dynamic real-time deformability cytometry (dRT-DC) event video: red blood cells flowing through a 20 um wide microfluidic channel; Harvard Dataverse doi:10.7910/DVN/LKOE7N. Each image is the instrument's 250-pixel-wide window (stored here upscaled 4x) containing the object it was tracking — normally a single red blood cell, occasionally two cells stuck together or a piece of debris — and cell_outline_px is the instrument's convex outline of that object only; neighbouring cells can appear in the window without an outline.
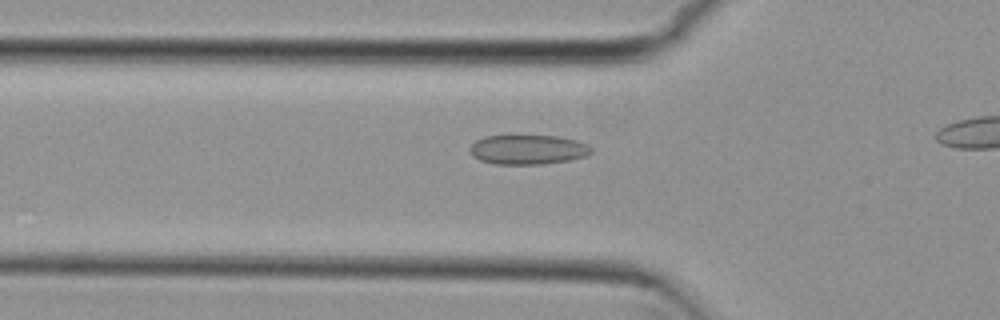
{"species": "common noctule bat (a hibernating species)", "species_latin": "Nyctalus noctula", "temperature_condition": "cold", "stored_images_in_passage": 38, "camera_frame_rate_fps": 3000, "um_per_image_px": 0.085, "animal": {"sex": "female", "body_mass_g": 29.2, "forearm_length_mm": 56.3}, "frame": {"image": 1, "passage_image": 13, "time_ms": 4.0, "image_size_px": [1000, 320], "cell_outline_px": [[592, 152], [588, 156], [568, 160], [540, 164], [496, 164], [480, 160], [472, 156], [468, 152], [468, 148], [476, 140], [484, 136], [556, 136], [576, 140], [588, 144], [592, 148]], "centroid_in_image_um": [44.86, 12.72], "position_along_channel_um": 80.9, "area_um2": 20.98}}
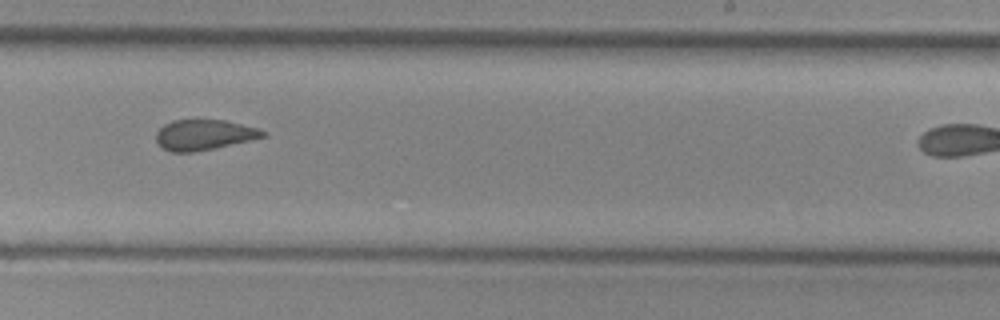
{"frame": {"image": 2, "passage_image": 28, "time_ms": 9.0, "image_size_px": [1000, 320], "cell_outline_px": [[268, 136], [252, 140], [192, 152], [172, 152], [164, 148], [156, 140], [156, 132], [164, 124], [172, 120], [224, 120], [260, 128], [268, 132]], "centroid_in_image_um": [17.4, 11.45], "position_along_channel_um": 271.6, "area_um2": 18.9}}
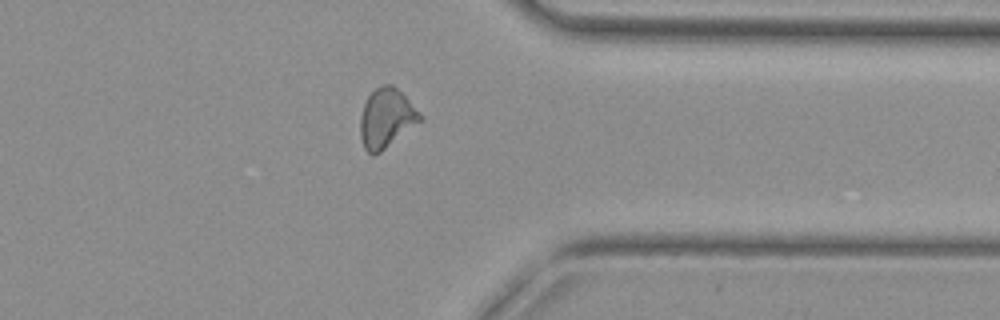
{"frame": {"image": 3, "passage_image": 37, "time_ms": 12.0, "image_size_px": [1000, 320], "cell_outline_px": [[424, 120], [380, 152], [372, 156], [364, 148], [360, 136], [360, 116], [364, 104], [368, 96], [376, 88], [384, 84], [392, 84], [424, 116]], "centroid_in_image_um": [32.85, 10.07], "position_along_channel_um": 378.5, "area_um2": 20.69}}